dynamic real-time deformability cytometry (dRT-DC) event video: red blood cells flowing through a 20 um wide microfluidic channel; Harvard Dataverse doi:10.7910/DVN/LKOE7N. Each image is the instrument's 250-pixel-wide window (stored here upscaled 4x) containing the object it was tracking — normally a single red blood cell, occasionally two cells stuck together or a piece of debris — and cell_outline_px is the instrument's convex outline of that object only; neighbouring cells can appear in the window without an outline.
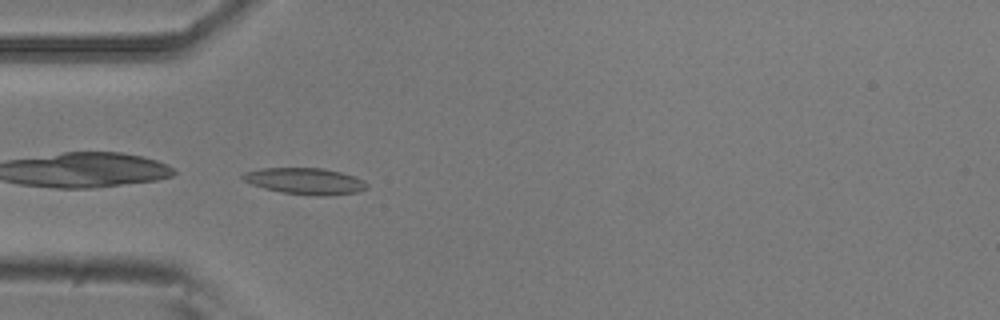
{"species": "common noctule bat (a hibernating species)", "species_latin": "Nyctalus noctula", "temperature_condition": "room temperature", "stored_images_in_passage": 4, "camera_frame_rate_fps": 3000, "um_per_image_px": 0.085, "animal": {"sex": "male", "body_mass_g": 20.5, "forearm_length_mm": 52.5}, "frame": {"image": 1, "passage_image": 4, "time_ms": 1.0, "image_size_px": [1000, 320], "cell_outline_px": [[368, 188], [356, 192], [328, 196], [316, 196], [284, 192], [264, 188], [252, 184], [244, 180], [240, 176], [244, 172], [260, 168], [324, 168], [340, 172], [364, 180], [368, 184]], "centroid_in_image_um": [25.94, 15.39], "position_along_channel_um": 59.1, "area_um2": 19.02}}